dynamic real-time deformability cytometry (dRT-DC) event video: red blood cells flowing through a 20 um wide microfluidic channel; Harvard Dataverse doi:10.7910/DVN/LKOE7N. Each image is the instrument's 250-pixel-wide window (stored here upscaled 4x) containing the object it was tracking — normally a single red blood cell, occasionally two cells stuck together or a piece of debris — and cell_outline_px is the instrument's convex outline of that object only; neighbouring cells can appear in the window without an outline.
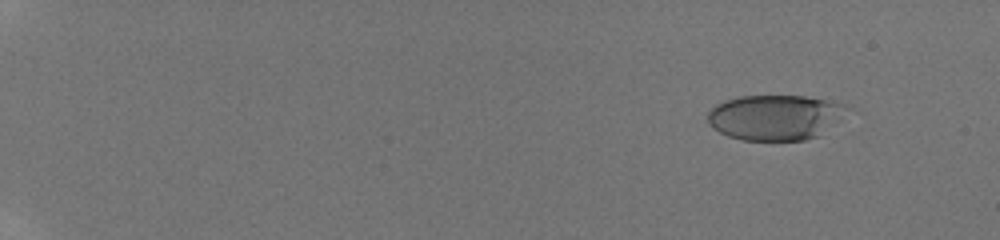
{"species": "human", "species_latin": "Homo sapiens", "temperature_condition": "room temperature", "stored_images_in_passage": 12, "camera_frame_rate_fps": 3000, "um_per_image_px": 0.085, "donor": {"sex": "male"}, "frame": {"image": 1, "passage_image": 2, "time_ms": 1.333, "image_size_px": [1000, 240], "cell_outline_px": [[852, 108], [816, 136], [804, 140], [740, 140], [728, 136], [712, 128], [708, 124], [708, 112], [716, 104], [724, 100], [740, 96], [804, 96], [828, 100], [844, 104]], "centroid_in_image_um": [65.84, 9.96], "position_along_channel_um": 19.2, "area_um2": 36.53}}
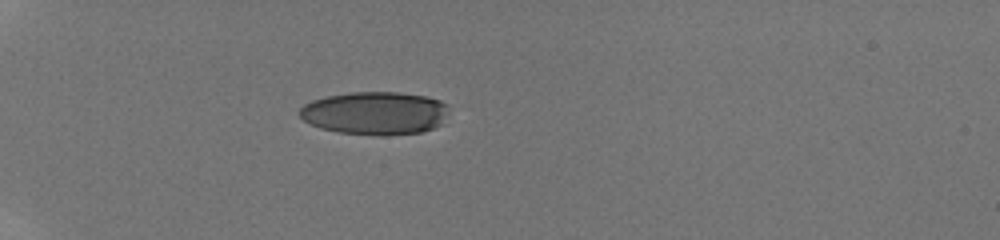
{"frame": {"image": 2, "passage_image": 8, "time_ms": 5.667, "image_size_px": [1000, 240], "cell_outline_px": [[448, 112], [440, 124], [432, 128], [420, 132], [340, 132], [320, 128], [304, 120], [296, 112], [304, 104], [312, 100], [328, 96], [352, 92], [400, 92], [428, 96], [440, 100], [448, 104]], "centroid_in_image_um": [31.87, 9.55], "position_along_channel_um": 53.1, "area_um2": 36.41}}
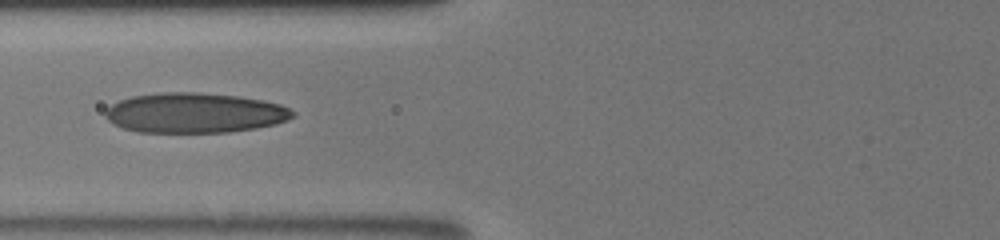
{"frame": {"image": 3, "passage_image": 11, "time_ms": 8.0, "image_size_px": [1000, 240], "cell_outline_px": [[296, 116], [288, 120], [276, 124], [256, 128], [228, 132], [136, 132], [124, 128], [108, 120], [104, 116], [104, 112], [112, 104], [120, 100], [132, 96], [160, 92], [200, 92], [240, 96], [264, 100], [280, 104], [296, 112]], "centroid_in_image_um": [16.58, 9.59], "position_along_channel_um": 109.2, "area_um2": 43.99}}